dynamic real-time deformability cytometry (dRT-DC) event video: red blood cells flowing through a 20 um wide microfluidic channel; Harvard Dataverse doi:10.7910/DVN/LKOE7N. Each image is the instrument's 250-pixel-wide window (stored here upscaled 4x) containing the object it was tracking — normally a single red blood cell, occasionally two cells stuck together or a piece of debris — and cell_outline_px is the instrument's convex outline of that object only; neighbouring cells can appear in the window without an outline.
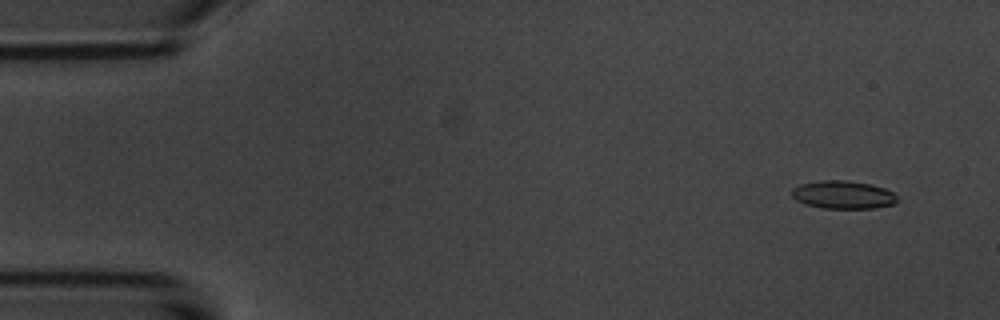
{"species": "common noctule bat (a hibernating species)", "species_latin": "Nyctalus noctula", "temperature_condition": "room temperature", "stored_images_in_passage": 8, "camera_frame_rate_fps": 3000, "um_per_image_px": 0.085, "animal": {"sex": "male", "body_mass_g": 20.1, "forearm_length_mm": 53.5}, "frame": {"image": 1, "passage_image": 1, "time_ms": 0.0, "image_size_px": [1000, 320], "cell_outline_px": [[896, 200], [892, 204], [876, 208], [820, 208], [804, 204], [796, 200], [792, 196], [792, 188], [800, 184], [820, 180], [844, 180], [872, 184], [884, 188], [892, 192], [896, 196]], "centroid_in_image_um": [71.62, 16.55], "position_along_channel_um": 13.4, "area_um2": 17.22}}
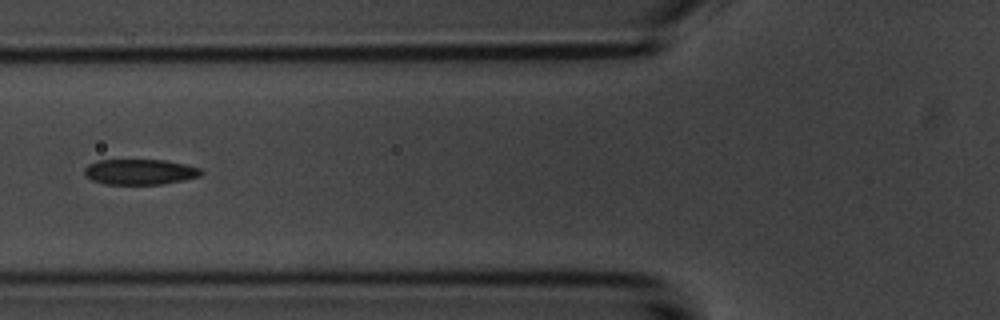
{"frame": {"image": 2, "passage_image": 5, "time_ms": 5.667, "image_size_px": [1000, 320], "cell_outline_px": [[204, 172], [200, 176], [184, 180], [160, 184], [104, 184], [92, 180], [84, 176], [84, 168], [88, 164], [96, 160], [164, 160], [188, 164], [200, 168]], "centroid_in_image_um": [11.88, 14.6], "position_along_channel_um": 113.9, "area_um2": 17.51}}
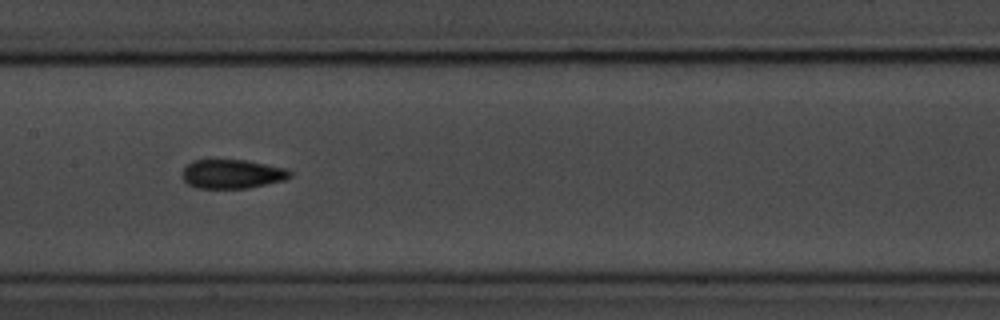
{"frame": {"image": 3, "passage_image": 7, "time_ms": 7.667, "image_size_px": [1000, 320], "cell_outline_px": [[292, 176], [284, 180], [248, 188], [196, 188], [188, 184], [184, 180], [184, 168], [192, 160], [244, 160], [288, 168], [292, 172]], "centroid_in_image_um": [19.77, 14.79], "position_along_channel_um": 187.6, "area_um2": 18.15}}